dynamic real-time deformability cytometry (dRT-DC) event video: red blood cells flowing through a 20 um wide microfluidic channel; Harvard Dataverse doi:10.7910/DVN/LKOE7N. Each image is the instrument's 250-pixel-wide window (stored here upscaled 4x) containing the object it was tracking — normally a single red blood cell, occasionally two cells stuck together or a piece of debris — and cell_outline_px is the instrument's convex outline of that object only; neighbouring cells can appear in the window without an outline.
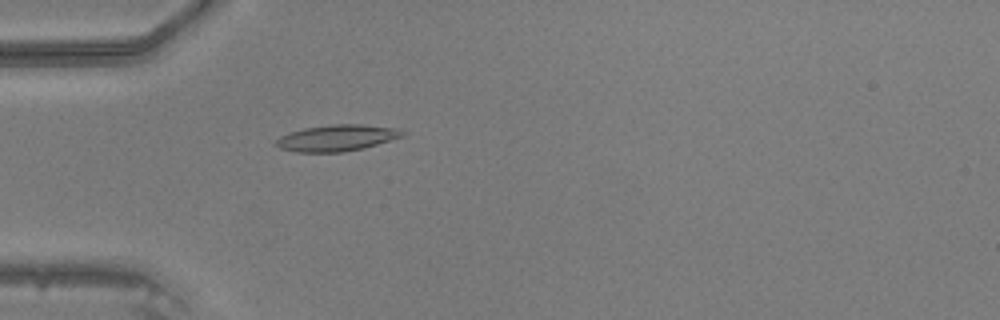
{"species": "common noctule bat (a hibernating species)", "species_latin": "Nyctalus noctula", "temperature_condition": "warm", "stored_images_in_passage": 28, "camera_frame_rate_fps": 3000, "um_per_image_px": 0.085, "animal": {"sex": "male", "body_mass_g": 20.5, "forearm_length_mm": 52.5}, "frame": {"image": 1, "passage_image": 8, "time_ms": 2.333, "image_size_px": [1000, 320], "cell_outline_px": [[408, 132], [404, 136], [364, 148], [340, 152], [296, 152], [280, 148], [272, 144], [280, 136], [304, 128], [332, 124], [360, 124], [400, 128]], "centroid_in_image_um": [28.67, 11.72], "position_along_channel_um": 56.3, "area_um2": 19.54}}
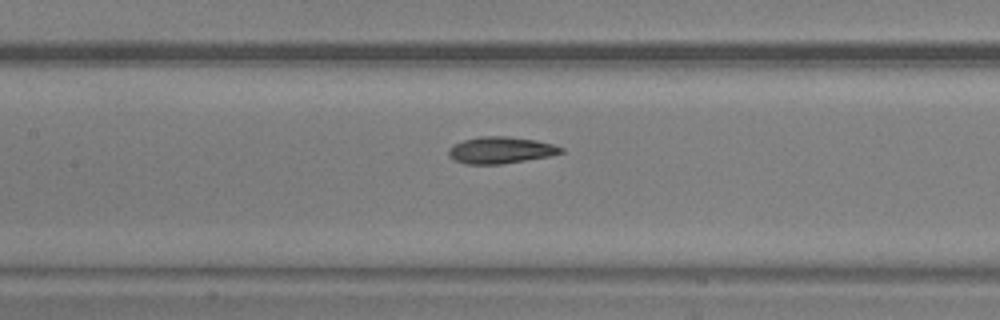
{"frame": {"image": 2, "passage_image": 16, "time_ms": 5.0, "image_size_px": [1000, 320], "cell_outline_px": [[564, 152], [548, 156], [500, 164], [464, 164], [452, 160], [448, 156], [448, 148], [452, 144], [464, 140], [480, 136], [504, 136], [536, 140], [552, 144], [564, 148]], "centroid_in_image_um": [42.49, 12.76], "position_along_channel_um": 164.9, "area_um2": 17.51}}
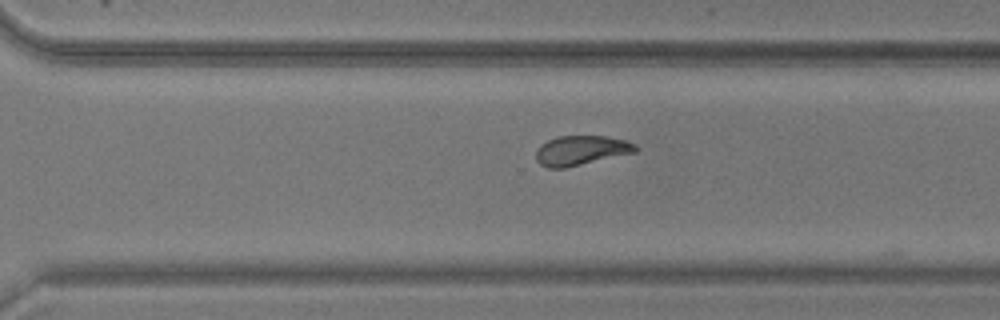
{"frame": {"image": 3, "passage_image": 27, "time_ms": 8.667, "image_size_px": [1000, 320], "cell_outline_px": [[640, 148], [636, 152], [564, 168], [548, 168], [540, 164], [536, 160], [536, 152], [540, 144], [556, 136], [604, 136], [624, 140], [636, 144]], "centroid_in_image_um": [49.39, 12.78], "position_along_channel_um": 321.2, "area_um2": 17.17}}